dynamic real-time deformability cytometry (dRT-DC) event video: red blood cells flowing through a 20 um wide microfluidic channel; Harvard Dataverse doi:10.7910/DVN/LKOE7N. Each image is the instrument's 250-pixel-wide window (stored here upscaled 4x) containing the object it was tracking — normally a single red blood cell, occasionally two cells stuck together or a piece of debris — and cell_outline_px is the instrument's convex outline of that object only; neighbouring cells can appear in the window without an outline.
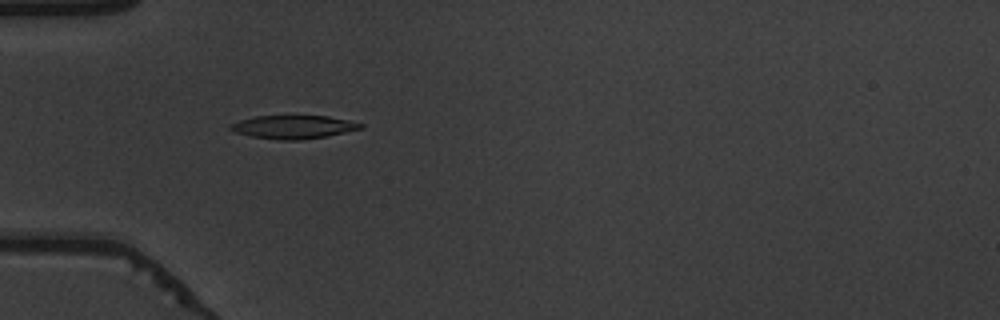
{"species": "common noctule bat (a hibernating species)", "species_latin": "Nyctalus noctula", "temperature_condition": "warm", "stored_images_in_passage": 53, "camera_frame_rate_fps": 3000, "um_per_image_px": 0.085, "animal": {"sex": "male", "body_mass_g": 19.5, "forearm_length_mm": 54.6}, "frame": {"image": 1, "passage_image": 17, "time_ms": 5.333, "image_size_px": [1000, 320], "cell_outline_px": [[364, 128], [324, 136], [300, 140], [280, 140], [252, 136], [236, 132], [228, 128], [228, 124], [240, 120], [256, 116], [328, 116], [348, 120], [364, 124]], "centroid_in_image_um": [24.92, 10.78], "position_along_channel_um": 60.1, "area_um2": 17.51}}
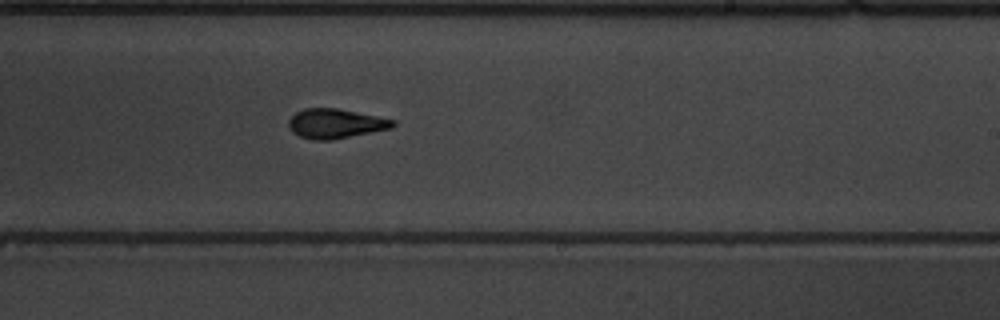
{"frame": {"image": 2, "passage_image": 33, "time_ms": 10.667, "image_size_px": [1000, 320], "cell_outline_px": [[396, 124], [392, 128], [332, 140], [312, 140], [300, 136], [292, 132], [288, 124], [288, 120], [296, 112], [304, 108], [336, 108], [396, 120]], "centroid_in_image_um": [28.51, 10.51], "position_along_channel_um": 260.5, "area_um2": 17.92}}
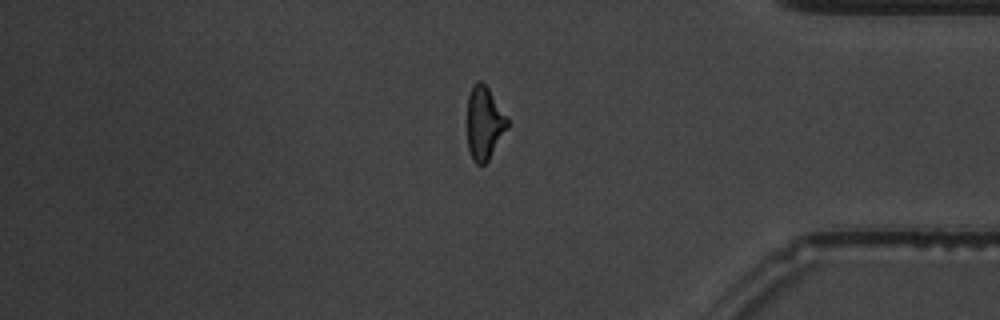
{"frame": {"image": 3, "passage_image": 45, "time_ms": 14.667, "image_size_px": [1000, 320], "cell_outline_px": [[508, 128], [488, 160], [484, 164], [476, 164], [472, 160], [468, 148], [468, 96], [476, 80], [480, 80], [488, 88], [508, 120]], "centroid_in_image_um": [41.16, 10.48], "position_along_channel_um": 394.0, "area_um2": 16.82}, "authors_computed_cell_mechanics": {"area_um2": 17.5712, "velocity_mm_per_s": 3.8642, "shape_relaxation_time_tau1_ms": 2.678, "shape_relaxation_time_tau2_ms": 2.0903, "deformation_change_tau1": 0.1961, "deformation_change_tau2": 0.1078}}